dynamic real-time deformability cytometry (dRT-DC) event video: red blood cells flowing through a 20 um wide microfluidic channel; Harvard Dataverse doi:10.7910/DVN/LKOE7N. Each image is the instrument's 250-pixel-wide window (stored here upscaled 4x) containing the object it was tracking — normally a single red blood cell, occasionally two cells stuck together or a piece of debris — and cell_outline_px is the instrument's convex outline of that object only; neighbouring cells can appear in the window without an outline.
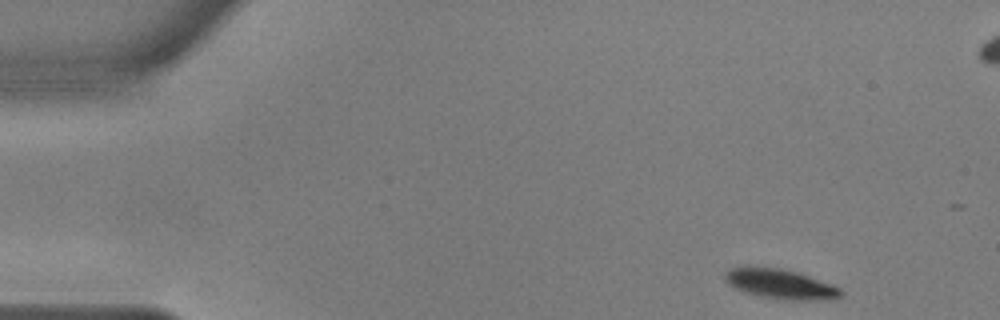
{"species": "common noctule bat (a hibernating species)", "species_latin": "Nyctalus noctula", "temperature_condition": "warm", "stored_images_in_passage": 50, "camera_frame_rate_fps": 3000, "um_per_image_px": 0.085, "animal": {"sex": "male", "body_mass_g": 17.9, "forearm_length_mm": 54.2}, "frame": {"image": 1, "passage_image": 1, "time_ms": 0.0, "image_size_px": [1000, 320], "cell_outline_px": [[844, 292], [840, 296], [832, 300], [792, 300], [760, 296], [744, 292], [728, 284], [724, 276], [732, 268], [780, 268], [796, 272], [832, 284], [840, 288]], "centroid_in_image_um": [66.41, 24.17], "position_along_channel_um": 18.6, "area_um2": 19.59}}
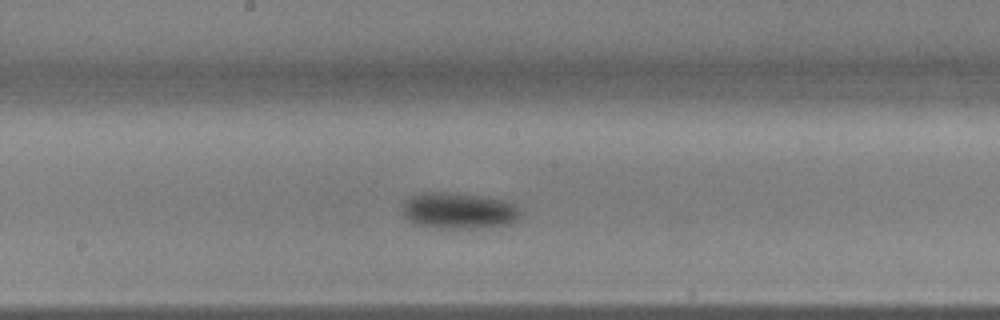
{"frame": {"image": 2, "passage_image": 25, "time_ms": 8.0, "image_size_px": [1000, 320], "cell_outline_px": [[524, 212], [520, 220], [508, 224], [468, 228], [420, 224], [408, 220], [404, 216], [400, 208], [400, 204], [404, 200], [420, 192], [456, 192], [504, 200], [516, 204]], "centroid_in_image_um": [39.03, 17.86], "position_along_channel_um": 209.2, "area_um2": 24.91}}
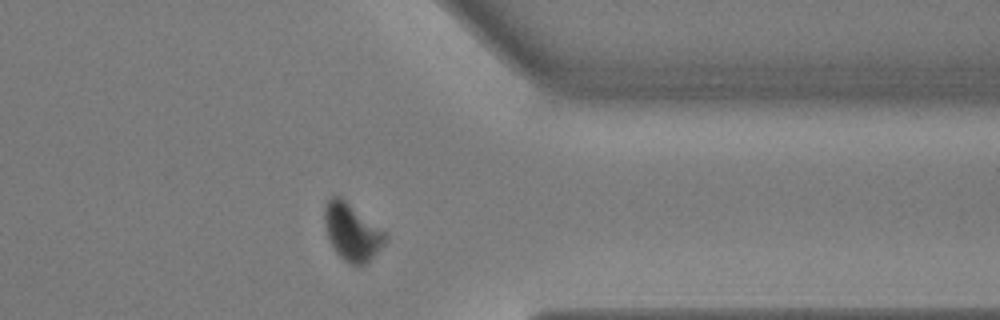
{"frame": {"image": 3, "passage_image": 40, "time_ms": 13.0, "image_size_px": [1000, 320], "cell_outline_px": [[388, 240], [364, 264], [356, 268], [348, 264], [332, 248], [328, 236], [324, 220], [324, 204], [332, 196], [340, 196], [384, 232], [388, 236]], "centroid_in_image_um": [29.89, 19.75], "position_along_channel_um": 381.5, "area_um2": 19.94}, "authors_computed_cell_mechanics": {"area_um2": 22.3975, "velocity_mm_per_s": 3.6055, "shape_relaxation_time_tau1_ms": 2.4676, "shape_relaxation_time_tau2_ms": 4.8884, "deformation_change_tau1": 0.1268, "deformation_change_tau2": 0.052}}